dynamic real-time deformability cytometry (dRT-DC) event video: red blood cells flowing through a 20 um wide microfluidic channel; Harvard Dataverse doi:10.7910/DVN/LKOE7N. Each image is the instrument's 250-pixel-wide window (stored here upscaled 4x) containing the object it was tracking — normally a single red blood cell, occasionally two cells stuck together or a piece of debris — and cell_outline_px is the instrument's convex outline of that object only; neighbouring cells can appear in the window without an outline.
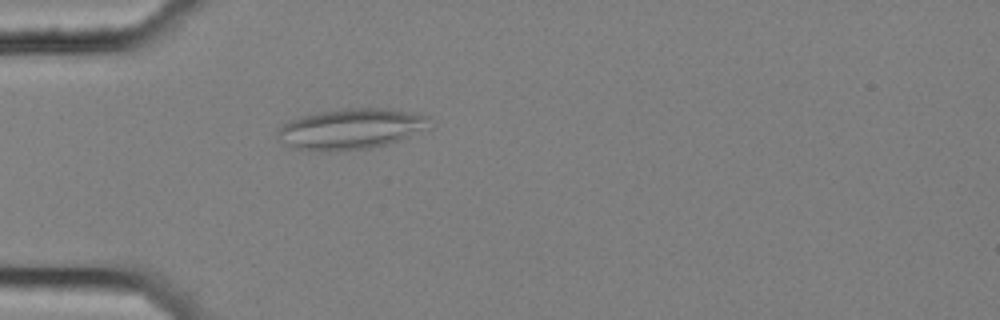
{"species": "common noctule bat (a hibernating species)", "species_latin": "Nyctalus noctula", "temperature_condition": "cold", "stored_images_in_passage": 45, "segment_of_instrument_passage": [1, 2], "camera_frame_rate_fps": 3000, "um_per_image_px": 0.085, "animal": {"sex": "female", "body_mass_g": 25.1}, "frame": {"image": 1, "passage_image": 5, "time_ms": 1.333, "image_size_px": [1000, 320], "cell_outline_px": [[436, 124], [428, 128], [388, 144], [368, 148], [344, 152], [308, 152], [292, 148], [280, 140], [276, 136], [276, 128], [288, 120], [300, 116], [316, 112], [344, 108], [388, 108], [416, 112], [428, 116]], "centroid_in_image_um": [29.8, 10.96], "position_along_channel_um": 55.2, "area_um2": 37.22}}